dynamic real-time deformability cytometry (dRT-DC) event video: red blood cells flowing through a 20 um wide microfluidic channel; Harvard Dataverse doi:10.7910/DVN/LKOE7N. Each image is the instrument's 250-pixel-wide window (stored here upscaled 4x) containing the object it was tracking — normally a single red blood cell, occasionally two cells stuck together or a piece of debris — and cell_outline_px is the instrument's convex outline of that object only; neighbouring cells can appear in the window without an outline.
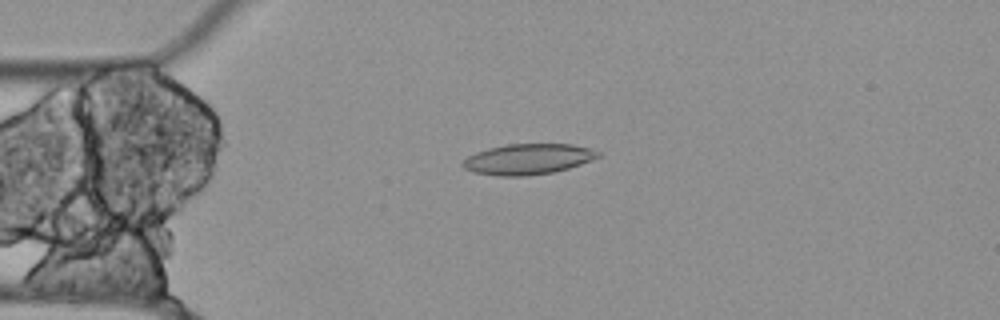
{"species": "Egyptian fruit bat (a non-hibernating species)", "species_latin": "Rousettus aegyptiacus", "temperature_condition": "cold", "stored_images_in_passage": 31, "camera_frame_rate_fps": 3000, "um_per_image_px": 0.085, "animal": {"sex": "female"}, "frame": {"image": 1, "passage_image": 1, "time_ms": 0.0, "image_size_px": [1000, 320], "cell_outline_px": [[600, 156], [580, 164], [568, 168], [552, 172], [524, 176], [500, 176], [472, 172], [464, 168], [460, 164], [468, 156], [476, 152], [488, 148], [508, 144], [572, 144], [588, 148], [600, 152]], "centroid_in_image_um": [44.84, 13.52], "position_along_channel_um": 40.2, "area_um2": 23.99}}
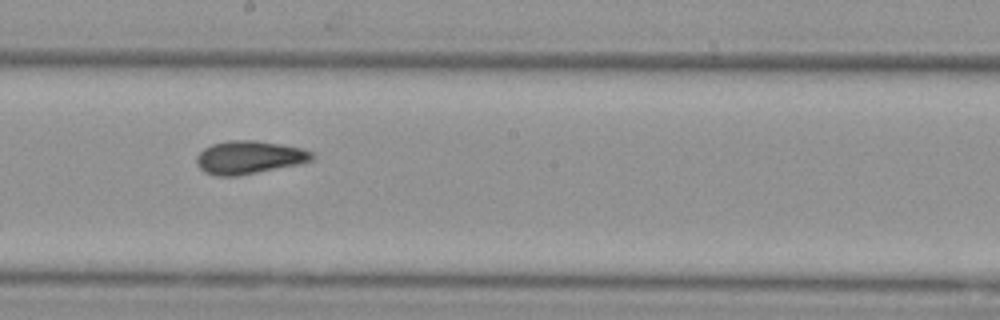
{"frame": {"image": 2, "passage_image": 18, "time_ms": 5.667, "image_size_px": [1000, 320], "cell_outline_px": [[316, 156], [312, 160], [300, 164], [236, 176], [216, 176], [204, 172], [196, 164], [196, 156], [204, 148], [212, 144], [228, 140], [256, 140], [280, 144], [300, 148], [312, 152]], "centroid_in_image_um": [21.16, 13.37], "position_along_channel_um": 227.0, "area_um2": 22.31}}
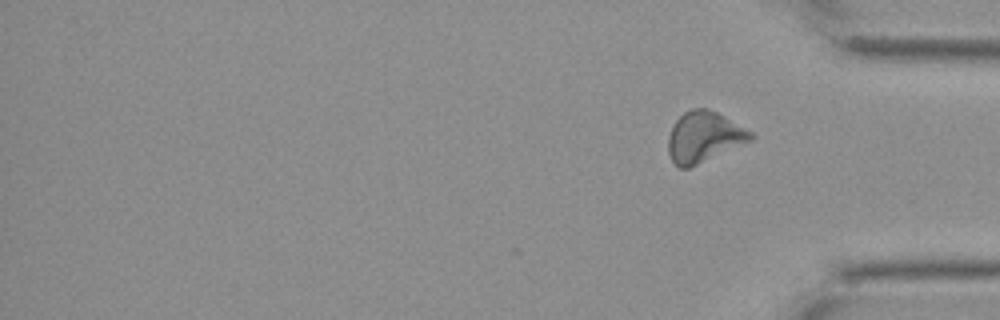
{"frame": {"image": 3, "passage_image": 31, "time_ms": 10.0, "image_size_px": [1000, 320], "cell_outline_px": [[756, 136], [752, 140], [688, 168], [680, 168], [672, 160], [668, 152], [668, 136], [672, 124], [684, 112], [692, 108], [708, 108], [724, 116], [752, 132]], "centroid_in_image_um": [59.82, 11.62], "position_along_channel_um": 375.4, "area_um2": 24.16}, "authors_computed_cell_mechanics": {"area_um2": 22.1952, "velocity_mm_per_s": 3.5091, "shape_relaxation_time_tau1_ms": null, "shape_relaxation_time_tau2_ms": 5.6256, "deformation_change_tau1": null, "deformation_change_tau2": 0.1389}}